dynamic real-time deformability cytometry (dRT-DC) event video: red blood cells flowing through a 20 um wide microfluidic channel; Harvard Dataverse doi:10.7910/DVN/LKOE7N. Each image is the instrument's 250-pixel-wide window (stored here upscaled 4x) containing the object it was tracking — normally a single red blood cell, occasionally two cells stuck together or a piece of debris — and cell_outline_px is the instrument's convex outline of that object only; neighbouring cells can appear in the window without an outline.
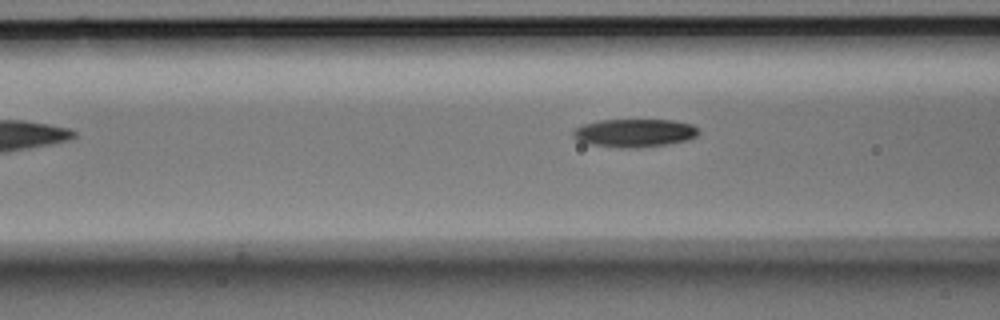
{"species": "Egyptian fruit bat (a non-hibernating species)", "species_latin": "Rousettus aegyptiacus", "temperature_condition": "room temperature", "stored_images_in_passage": 4, "camera_frame_rate_fps": 3000, "um_per_image_px": 0.085, "animal": {"sex": "male"}, "frame": {"image": 1, "passage_image": 4, "time_ms": 1.0, "image_size_px": [1000, 320], "cell_outline_px": [[700, 132], [696, 136], [688, 140], [668, 144], [620, 148], [592, 144], [580, 140], [572, 136], [572, 132], [576, 128], [584, 124], [600, 120], [672, 120], [692, 124]], "centroid_in_image_um": [53.96, 11.29], "position_along_channel_um": 112.6, "area_um2": 20.23}}